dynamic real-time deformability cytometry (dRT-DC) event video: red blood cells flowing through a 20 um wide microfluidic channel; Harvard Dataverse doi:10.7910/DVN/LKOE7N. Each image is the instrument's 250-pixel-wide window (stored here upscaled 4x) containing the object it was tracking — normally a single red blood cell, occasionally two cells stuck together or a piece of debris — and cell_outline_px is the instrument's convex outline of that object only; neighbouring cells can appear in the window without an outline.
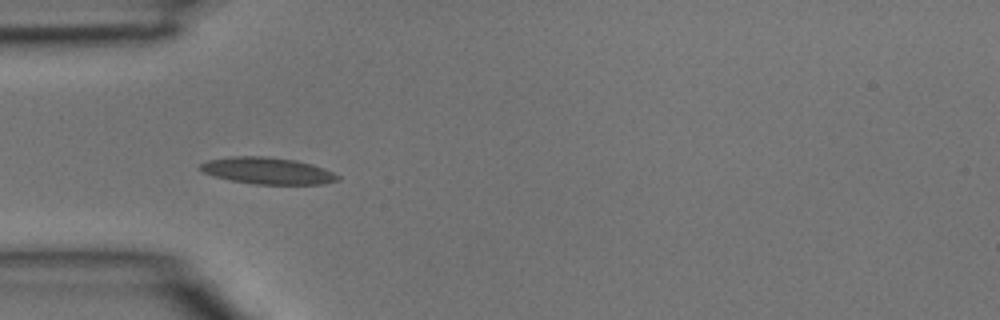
{"species": "common noctule bat (a hibernating species)", "species_latin": "Nyctalus noctula", "temperature_condition": "room temperature", "stored_images_in_passage": 46, "camera_frame_rate_fps": 3000, "um_per_image_px": 0.085, "animal": {"sex": "male", "body_mass_g": 15.6}, "frame": {"image": 1, "passage_image": 14, "time_ms": 4.333, "image_size_px": [1000, 320], "cell_outline_px": [[340, 180], [324, 184], [256, 184], [232, 180], [216, 176], [204, 172], [196, 168], [200, 164], [208, 160], [232, 156], [268, 156], [296, 160], [312, 164], [324, 168], [340, 176]], "centroid_in_image_um": [22.76, 14.5], "position_along_channel_um": 62.2, "area_um2": 21.39}}
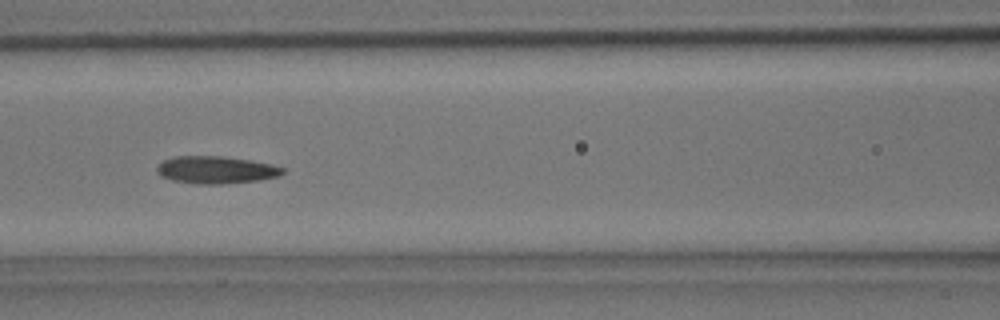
{"frame": {"image": 2, "passage_image": 20, "time_ms": 6.333, "image_size_px": [1000, 320], "cell_outline_px": [[284, 172], [280, 176], [260, 180], [220, 184], [196, 184], [172, 180], [160, 176], [156, 172], [156, 168], [164, 160], [172, 156], [220, 156], [248, 160], [272, 164], [284, 168]], "centroid_in_image_um": [18.34, 14.44], "position_along_channel_um": 148.3, "area_um2": 20.11}}
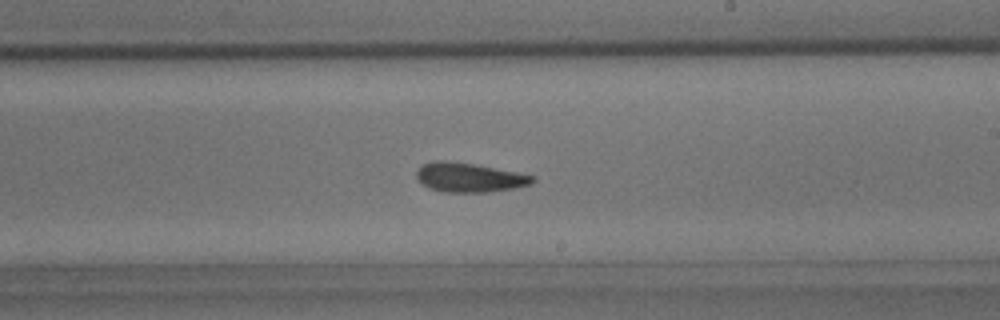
{"frame": {"image": 3, "passage_image": 27, "time_ms": 8.667, "image_size_px": [1000, 320], "cell_outline_px": [[536, 180], [532, 184], [516, 188], [488, 192], [444, 192], [428, 188], [416, 176], [416, 172], [424, 164], [432, 160], [444, 160], [472, 164], [516, 172], [536, 176]], "centroid_in_image_um": [39.92, 15.09], "position_along_channel_um": 249.1, "area_um2": 19.71}}